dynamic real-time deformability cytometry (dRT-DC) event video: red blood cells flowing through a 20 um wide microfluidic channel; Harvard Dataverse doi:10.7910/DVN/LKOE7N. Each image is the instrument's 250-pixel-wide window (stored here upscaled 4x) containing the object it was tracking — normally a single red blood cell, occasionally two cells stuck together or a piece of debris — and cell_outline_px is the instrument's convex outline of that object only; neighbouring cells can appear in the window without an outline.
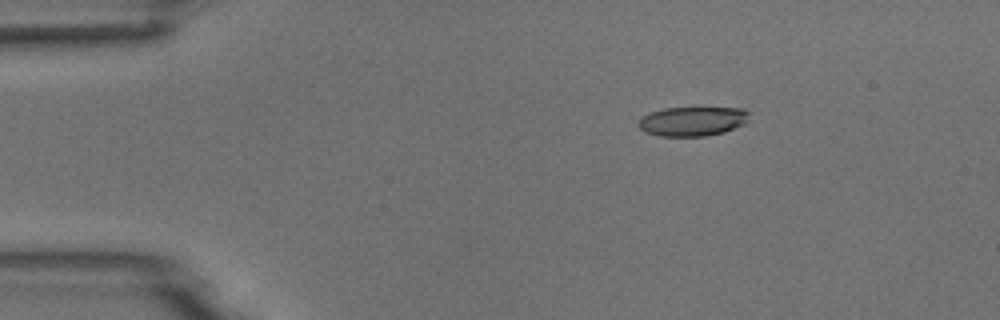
{"species": "common noctule bat (a hibernating species)", "species_latin": "Nyctalus noctula", "temperature_condition": "room temperature", "stored_images_in_passage": 3, "camera_frame_rate_fps": 3000, "um_per_image_px": 0.085, "animal": {"sex": "male", "body_mass_g": 18.8}, "frame": {"image": 1, "passage_image": 3, "time_ms": 2.333, "image_size_px": [1000, 320], "cell_outline_px": [[748, 120], [744, 124], [724, 132], [704, 136], [656, 136], [644, 132], [636, 124], [640, 116], [664, 108], [696, 104], [744, 108], [748, 112]], "centroid_in_image_um": [58.86, 10.24], "position_along_channel_um": 26.1, "area_um2": 20.23}}